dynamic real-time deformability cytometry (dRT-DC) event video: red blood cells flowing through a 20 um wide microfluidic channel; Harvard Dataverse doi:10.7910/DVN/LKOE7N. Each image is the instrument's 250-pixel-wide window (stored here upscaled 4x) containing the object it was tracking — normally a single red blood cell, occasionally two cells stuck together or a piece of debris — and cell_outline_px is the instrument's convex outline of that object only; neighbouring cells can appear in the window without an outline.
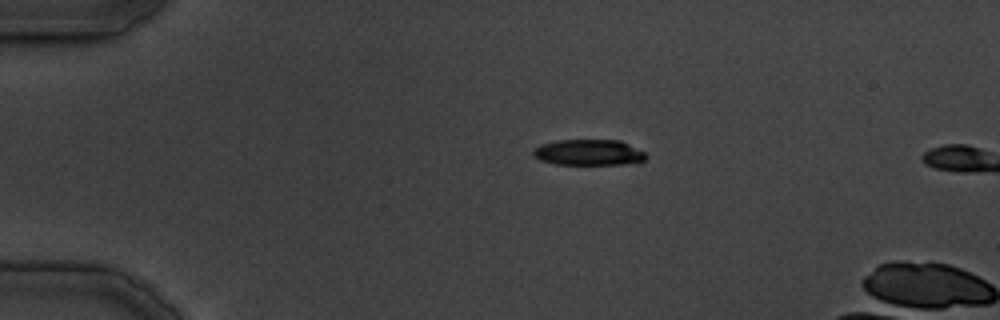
{"species": "common noctule bat (a hibernating species)", "species_latin": "Nyctalus noctula", "temperature_condition": "cold", "stored_images_in_passage": 2, "camera_frame_rate_fps": 3000, "um_per_image_px": 0.085, "animal": {"sex": "male", "body_mass_g": 19.5, "forearm_length_mm": 54.6}, "frame": {"image": 1, "passage_image": 1, "time_ms": 0.0, "image_size_px": [1000, 320], "cell_outline_px": [[648, 156], [640, 164], [556, 164], [540, 160], [532, 156], [532, 152], [540, 144], [556, 140], [620, 140], [644, 152]], "centroid_in_image_um": [50.06, 12.96], "position_along_channel_um": 34.9, "area_um2": 17.17}}